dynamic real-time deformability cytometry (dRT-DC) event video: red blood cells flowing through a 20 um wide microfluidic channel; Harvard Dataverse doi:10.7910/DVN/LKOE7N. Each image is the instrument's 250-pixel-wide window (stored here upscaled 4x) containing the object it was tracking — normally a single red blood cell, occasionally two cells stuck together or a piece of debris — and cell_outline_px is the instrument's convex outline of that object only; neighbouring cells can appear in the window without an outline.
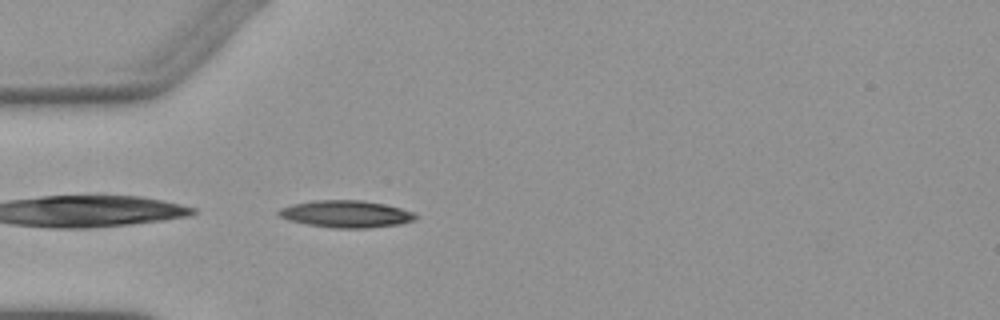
{"species": "Egyptian fruit bat (a non-hibernating species)", "species_latin": "Rousettus aegyptiacus", "temperature_condition": "warm", "stored_images_in_passage": 3, "camera_frame_rate_fps": 3000, "um_per_image_px": 0.085, "animal": {"sex": "female"}, "frame": {"image": 1, "passage_image": 3, "time_ms": 2.333, "image_size_px": [1000, 320], "cell_outline_px": [[416, 220], [400, 224], [368, 228], [332, 228], [308, 224], [288, 220], [276, 216], [276, 212], [280, 208], [292, 204], [312, 200], [360, 200], [384, 204], [416, 212]], "centroid_in_image_um": [29.39, 18.19], "position_along_channel_um": 55.6, "area_um2": 21.79}}